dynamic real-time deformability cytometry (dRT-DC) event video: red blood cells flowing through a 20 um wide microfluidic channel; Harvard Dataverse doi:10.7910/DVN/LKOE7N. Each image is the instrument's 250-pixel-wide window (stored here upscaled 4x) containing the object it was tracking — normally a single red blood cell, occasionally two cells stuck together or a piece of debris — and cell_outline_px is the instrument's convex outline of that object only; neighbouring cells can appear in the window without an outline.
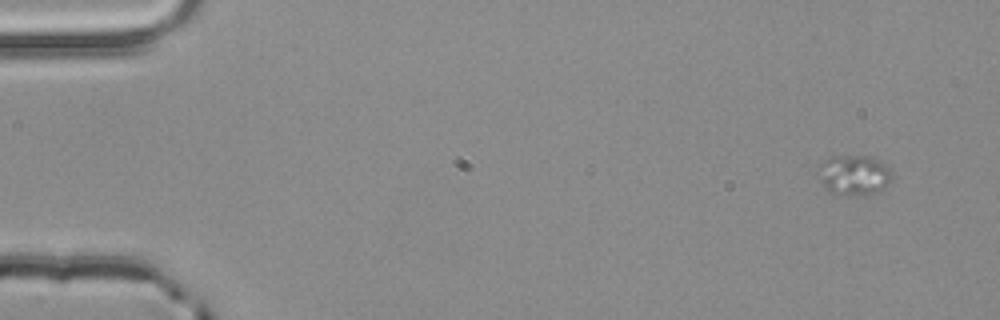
{"species": "common noctule bat (a hibernating species)", "species_latin": "Nyctalus noctula", "temperature_condition": "room temperature", "stored_images_in_passage": 3, "camera_frame_rate_fps": 3000, "um_per_image_px": 0.085, "animal": {"sex": "male", "body_mass_g": 20.4}, "frame": {"image": 1, "passage_image": 1, "time_ms": 0.0, "image_size_px": [1000, 320], "cell_outline_px": [[892, 180], [888, 184], [864, 196], [840, 196], [828, 192], [824, 188], [820, 164], [824, 160], [832, 156], [872, 156], [880, 160], [892, 172]], "centroid_in_image_um": [72.61, 14.89], "position_along_channel_um": 12.4, "area_um2": 17.17}}